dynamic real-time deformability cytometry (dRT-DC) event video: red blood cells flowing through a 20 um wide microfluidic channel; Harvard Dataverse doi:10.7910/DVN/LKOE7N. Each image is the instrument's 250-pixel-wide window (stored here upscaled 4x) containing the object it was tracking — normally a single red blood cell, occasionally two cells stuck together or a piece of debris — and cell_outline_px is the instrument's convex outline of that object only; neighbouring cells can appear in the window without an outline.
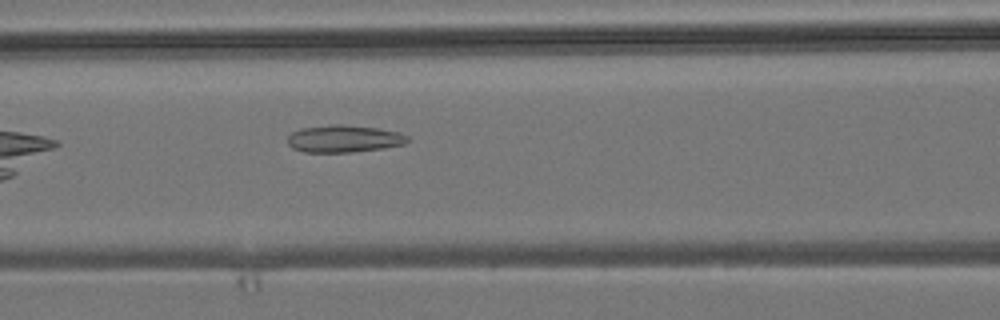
{"species": "common noctule bat (a hibernating species)", "species_latin": "Nyctalus noctula", "temperature_condition": "room temperature", "stored_images_in_passage": 6, "camera_frame_rate_fps": 3000, "um_per_image_px": 0.085, "animal": {"sex": "male", "body_mass_g": 19.2, "forearm_length_mm": 51.8}, "frame": {"image": 1, "passage_image": 6, "time_ms": 5.667, "image_size_px": [1000, 320], "cell_outline_px": [[408, 140], [404, 144], [384, 148], [352, 152], [304, 152], [292, 148], [288, 144], [288, 136], [292, 132], [300, 128], [332, 124], [344, 124], [376, 128], [400, 132], [408, 136]], "centroid_in_image_um": [29.22, 11.79], "position_along_channel_um": 137.4, "area_um2": 19.13}}